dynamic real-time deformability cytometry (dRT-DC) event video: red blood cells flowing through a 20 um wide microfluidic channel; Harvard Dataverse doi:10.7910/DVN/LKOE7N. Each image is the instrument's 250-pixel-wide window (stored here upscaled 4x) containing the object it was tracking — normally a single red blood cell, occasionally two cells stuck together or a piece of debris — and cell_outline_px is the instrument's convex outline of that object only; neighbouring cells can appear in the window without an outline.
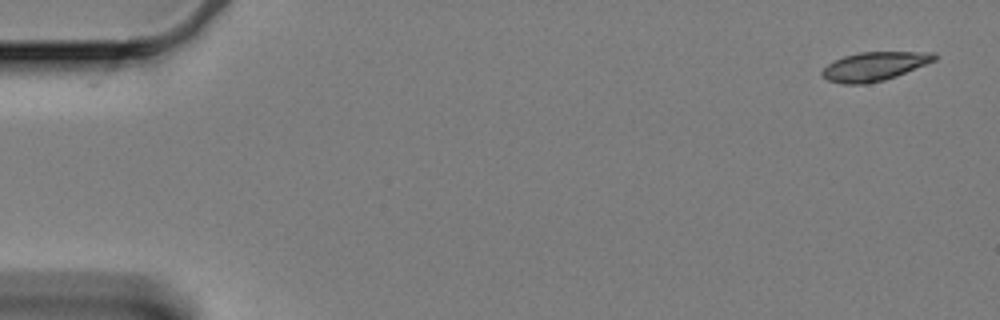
{"species": "Egyptian fruit bat (a non-hibernating species)", "species_latin": "Rousettus aegyptiacus", "temperature_condition": "cold", "stored_images_in_passage": 59, "camera_frame_rate_fps": 3000, "um_per_image_px": 0.085, "animal": {"sex": "female"}, "frame": {"image": 1, "passage_image": 1, "time_ms": 0.0, "image_size_px": [1000, 320], "cell_outline_px": [[936, 60], [896, 76], [884, 80], [864, 84], [844, 84], [828, 80], [820, 72], [828, 64], [844, 56], [860, 52], [936, 52]], "centroid_in_image_um": [74.33, 5.63], "position_along_channel_um": 10.7, "area_um2": 18.61}}
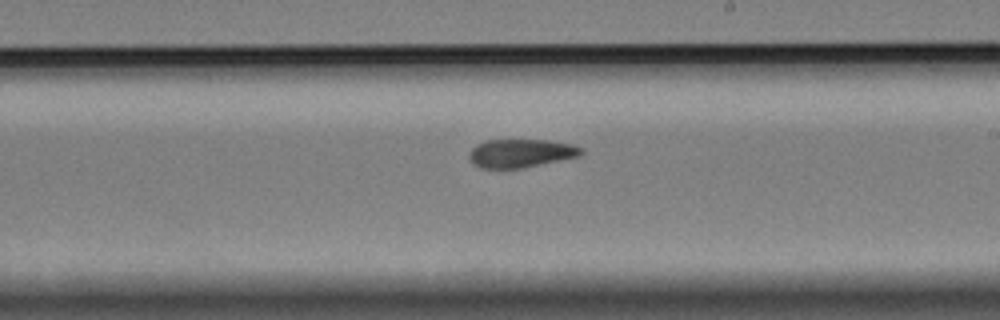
{"frame": {"image": 2, "passage_image": 34, "time_ms": 11.0, "image_size_px": [1000, 320], "cell_outline_px": [[584, 152], [580, 156], [520, 168], [480, 168], [472, 164], [468, 156], [468, 152], [476, 144], [484, 140], [548, 140], [572, 144], [584, 148]], "centroid_in_image_um": [44.25, 13.01], "position_along_channel_um": 244.8, "area_um2": 18.67}}
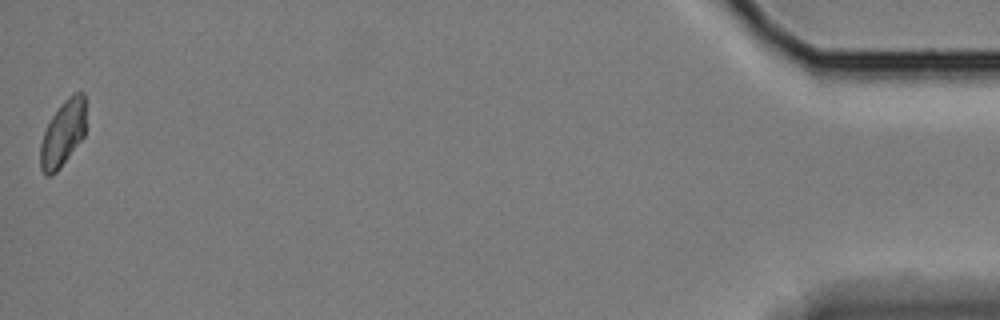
{"frame": {"image": 3, "passage_image": 59, "time_ms": 19.333, "image_size_px": [1000, 320], "cell_outline_px": [[84, 136], [60, 168], [52, 176], [44, 176], [40, 168], [40, 144], [44, 132], [52, 116], [64, 100], [72, 92], [84, 92]], "centroid_in_image_um": [5.32, 11.37], "position_along_channel_um": 429.9, "area_um2": 17.4}, "authors_computed_cell_mechanics": {"area_um2": 19.4208, "velocity_mm_per_s": 3.3058, "shape_relaxation_time_tau1_ms": 7.474, "shape_relaxation_time_tau2_ms": 5.8453, "deformation_change_tau1": 0.1407, "deformation_change_tau2": 0.0937}}